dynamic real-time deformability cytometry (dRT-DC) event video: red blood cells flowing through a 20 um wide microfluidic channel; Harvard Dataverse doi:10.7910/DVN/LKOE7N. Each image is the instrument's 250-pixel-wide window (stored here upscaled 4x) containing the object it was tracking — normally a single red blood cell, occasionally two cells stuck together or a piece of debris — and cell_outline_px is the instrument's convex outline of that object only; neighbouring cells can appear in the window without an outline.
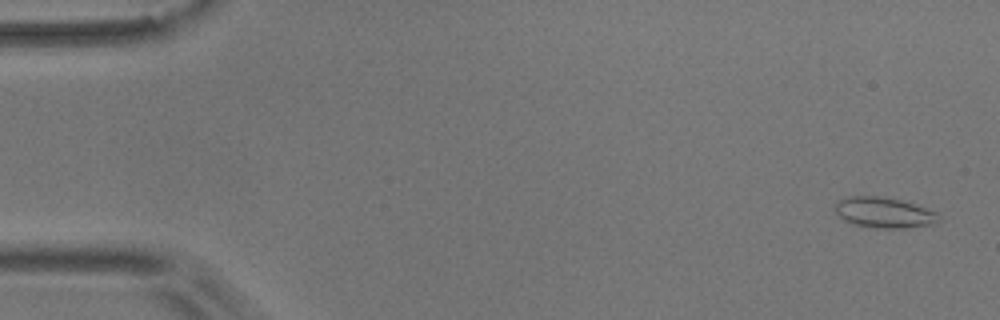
{"species": "common noctule bat (a hibernating species)", "species_latin": "Nyctalus noctula", "temperature_condition": "room temperature", "stored_images_in_passage": 55, "camera_frame_rate_fps": 3000, "um_per_image_px": 0.085, "animal": {"sex": "male", "body_mass_g": 17.9}, "frame": {"image": 1, "passage_image": 2, "time_ms": 0.333, "image_size_px": [1000, 320], "cell_outline_px": [[940, 220], [936, 224], [904, 228], [876, 228], [852, 224], [844, 220], [836, 212], [836, 200], [848, 196], [884, 196], [900, 200], [936, 212], [940, 216]], "centroid_in_image_um": [75.13, 18.07], "position_along_channel_um": 9.9, "area_um2": 18.5}}
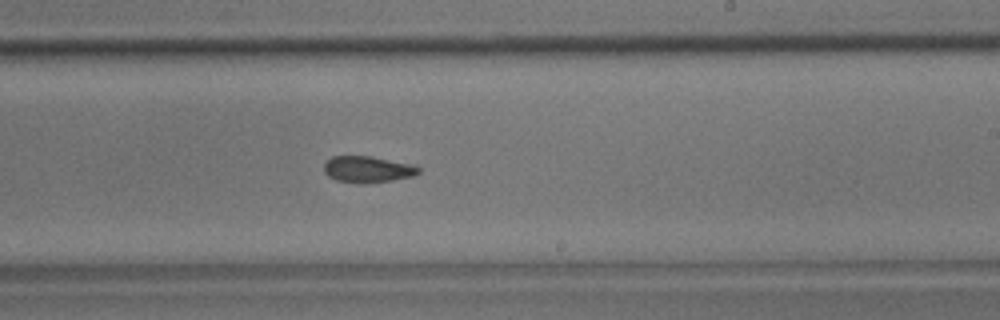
{"frame": {"image": 2, "passage_image": 33, "time_ms": 10.667, "image_size_px": [1000, 320], "cell_outline_px": [[420, 172], [412, 176], [392, 180], [364, 184], [336, 180], [328, 176], [324, 172], [324, 164], [332, 156], [372, 156], [416, 164], [420, 168]], "centroid_in_image_um": [31.28, 14.38], "position_along_channel_um": 257.7, "area_um2": 14.74}}
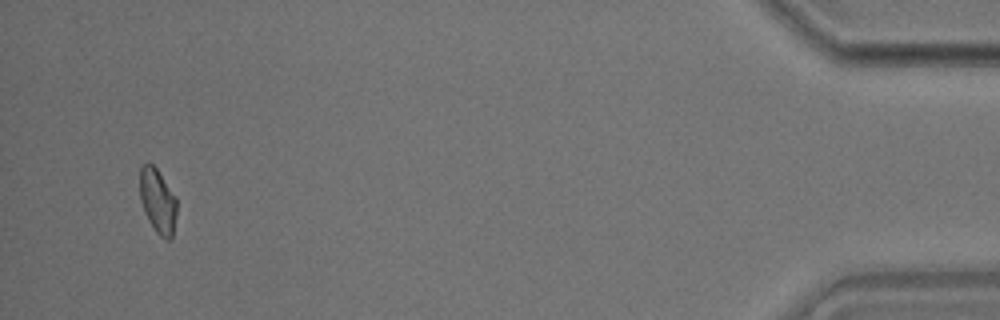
{"frame": {"image": 3, "passage_image": 53, "time_ms": 17.333, "image_size_px": [1000, 320], "cell_outline_px": [[176, 216], [172, 236], [168, 240], [160, 236], [156, 232], [148, 220], [144, 212], [140, 200], [140, 168], [148, 160], [156, 168], [176, 196]], "centroid_in_image_um": [13.39, 17.06], "position_along_channel_um": 421.8, "area_um2": 13.93}, "authors_computed_cell_mechanics": {"area_um2": 15.1436, "velocity_mm_per_s": 3.6309, "shape_relaxation_time_tau1_ms": null, "shape_relaxation_time_tau2_ms": 6.7016, "deformation_change_tau1": null, "deformation_change_tau2": 0.1019}}